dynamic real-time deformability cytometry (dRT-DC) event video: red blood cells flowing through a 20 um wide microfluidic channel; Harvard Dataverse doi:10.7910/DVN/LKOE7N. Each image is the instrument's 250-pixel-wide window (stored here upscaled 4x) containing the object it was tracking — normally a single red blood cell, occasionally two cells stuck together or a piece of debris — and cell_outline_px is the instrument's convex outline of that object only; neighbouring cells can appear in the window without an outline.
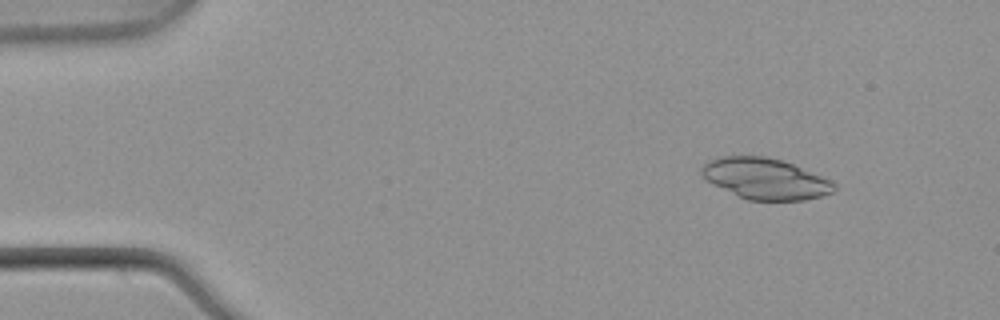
{"species": "common noctule bat (a hibernating species)", "species_latin": "Nyctalus noctula", "temperature_condition": "warm", "stored_images_in_passage": 47, "camera_frame_rate_fps": 3000, "um_per_image_px": 0.085, "animal": {"sex": "male", "body_mass_g": 21.5, "forearm_length_mm": 52.0}, "frame": {"image": 1, "passage_image": 1, "time_ms": 0.0, "image_size_px": [1000, 320], "cell_outline_px": [[836, 188], [832, 192], [820, 196], [804, 200], [748, 200], [712, 184], [700, 172], [700, 168], [708, 160], [724, 156], [764, 156], [780, 160], [792, 164], [820, 176], [836, 184]], "centroid_in_image_um": [65.01, 15.19], "position_along_channel_um": 20.0, "area_um2": 31.15}}
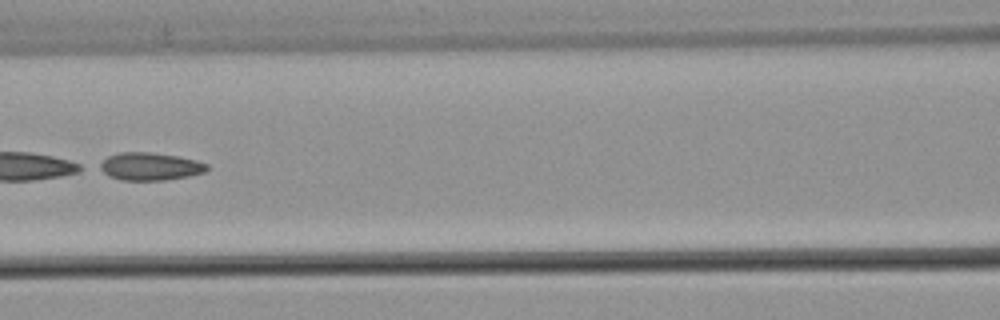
{"frame": {"image": 2, "passage_image": 19, "time_ms": 6.0, "image_size_px": [1000, 320], "cell_outline_px": [[208, 168], [204, 172], [188, 176], [164, 180], [120, 180], [108, 176], [96, 168], [96, 164], [108, 156], [120, 152], [152, 152], [176, 156], [196, 160], [208, 164]], "centroid_in_image_um": [12.67, 14.14], "position_along_channel_um": 153.9, "area_um2": 17.51}}